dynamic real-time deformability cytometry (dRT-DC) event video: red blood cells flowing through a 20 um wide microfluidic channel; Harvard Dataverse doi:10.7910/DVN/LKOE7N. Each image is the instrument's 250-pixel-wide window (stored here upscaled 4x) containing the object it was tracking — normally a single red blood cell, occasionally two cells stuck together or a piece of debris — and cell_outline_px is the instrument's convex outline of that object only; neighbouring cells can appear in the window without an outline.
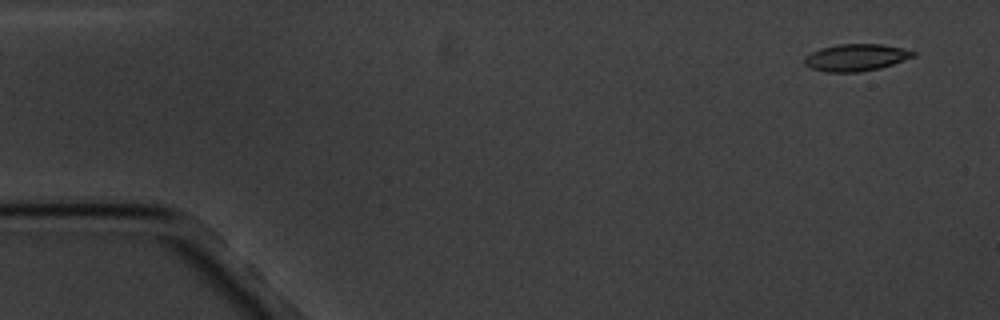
{"species": "common noctule bat (a hibernating species)", "species_latin": "Nyctalus noctula", "temperature_condition": "cold", "stored_images_in_passage": 6, "camera_frame_rate_fps": 3000, "um_per_image_px": 0.085, "animal": {"sex": "male", "body_mass_g": 20.1, "forearm_length_mm": 53.5}, "frame": {"image": 1, "passage_image": 1, "time_ms": 0.0, "image_size_px": [1000, 320], "cell_outline_px": [[916, 56], [880, 68], [860, 72], [828, 72], [812, 68], [804, 64], [804, 56], [820, 48], [836, 44], [880, 44], [904, 48], [916, 52]], "centroid_in_image_um": [72.76, 4.88], "position_along_channel_um": 12.2, "area_um2": 17.17}}
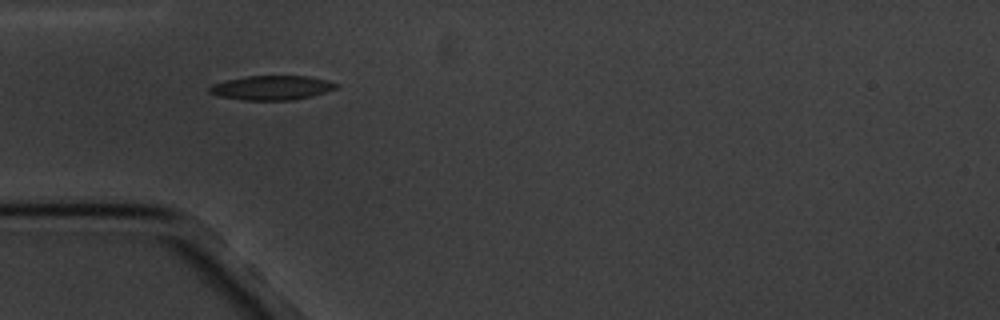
{"frame": {"image": 2, "passage_image": 5, "time_ms": 4.667, "image_size_px": [1000, 320], "cell_outline_px": [[340, 84], [336, 88], [312, 96], [292, 100], [240, 100], [220, 96], [208, 92], [208, 88], [212, 84], [244, 76], [308, 76], [328, 80]], "centroid_in_image_um": [23.1, 7.46], "position_along_channel_um": 61.9, "area_um2": 17.98}}
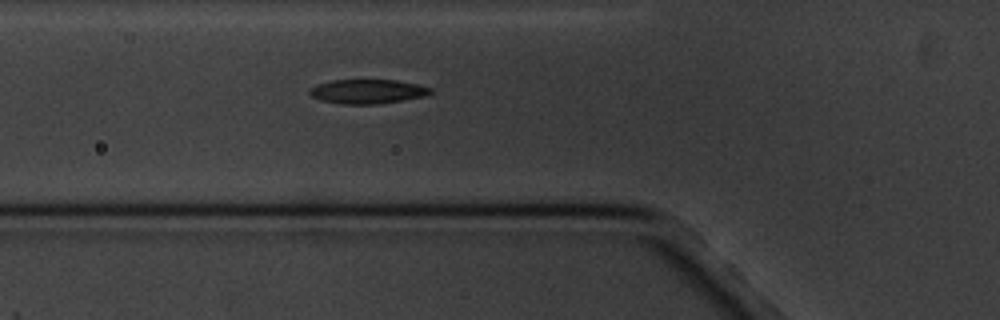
{"frame": {"image": 3, "passage_image": 6, "time_ms": 5.667, "image_size_px": [1000, 320], "cell_outline_px": [[432, 92], [424, 96], [404, 100], [380, 104], [340, 104], [320, 100], [312, 96], [308, 92], [308, 88], [316, 84], [332, 80], [396, 80], [416, 84], [432, 88]], "centroid_in_image_um": [31.2, 7.78], "position_along_channel_um": 94.6, "area_um2": 17.22}}